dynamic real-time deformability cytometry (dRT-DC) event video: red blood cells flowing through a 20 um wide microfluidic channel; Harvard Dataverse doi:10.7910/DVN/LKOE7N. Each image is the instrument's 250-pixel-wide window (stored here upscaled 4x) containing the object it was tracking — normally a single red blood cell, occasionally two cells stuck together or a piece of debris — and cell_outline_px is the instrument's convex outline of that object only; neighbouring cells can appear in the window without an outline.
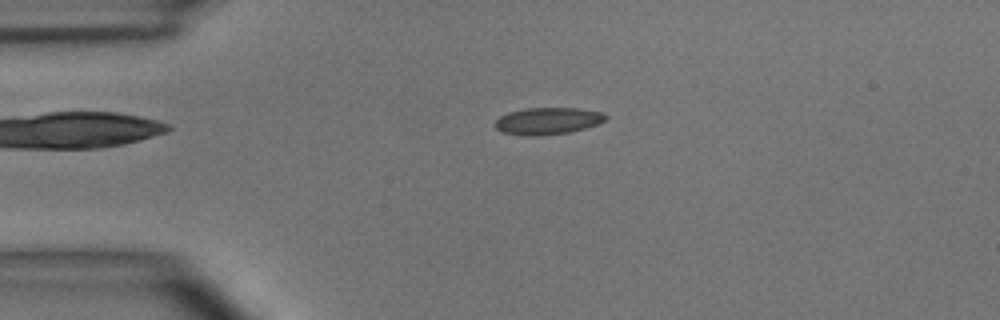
{"species": "common noctule bat (a hibernating species)", "species_latin": "Nyctalus noctula", "temperature_condition": "room temperature", "stored_images_in_passage": 50, "camera_frame_rate_fps": 3000, "um_per_image_px": 0.085, "animal": {"sex": "male", "body_mass_g": 15.6}, "frame": {"image": 1, "passage_image": 11, "time_ms": 3.333, "image_size_px": [1000, 320], "cell_outline_px": [[608, 116], [604, 120], [596, 124], [584, 128], [568, 132], [536, 136], [524, 136], [504, 132], [496, 128], [496, 120], [500, 116], [508, 112], [524, 108], [576, 108], [600, 112]], "centroid_in_image_um": [46.52, 10.27], "position_along_channel_um": 38.5, "area_um2": 17.11}}
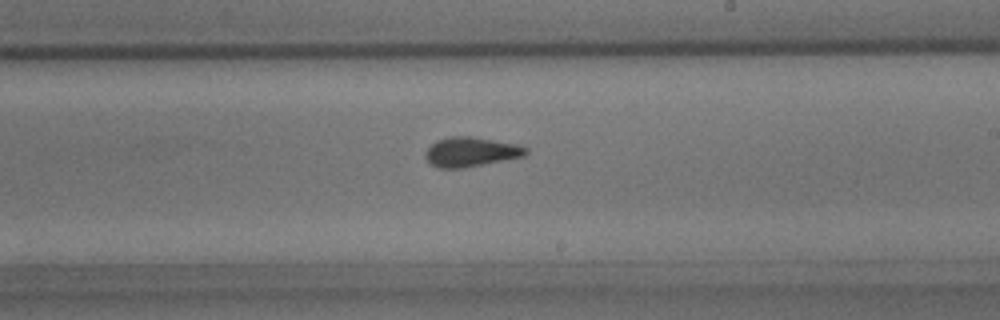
{"frame": {"image": 2, "passage_image": 29, "time_ms": 9.333, "image_size_px": [1000, 320], "cell_outline_px": [[528, 152], [524, 156], [464, 168], [440, 168], [428, 164], [424, 156], [424, 152], [436, 140], [452, 136], [472, 136], [516, 144], [528, 148]], "centroid_in_image_um": [39.98, 12.91], "position_along_channel_um": 249.0, "area_um2": 17.4}}
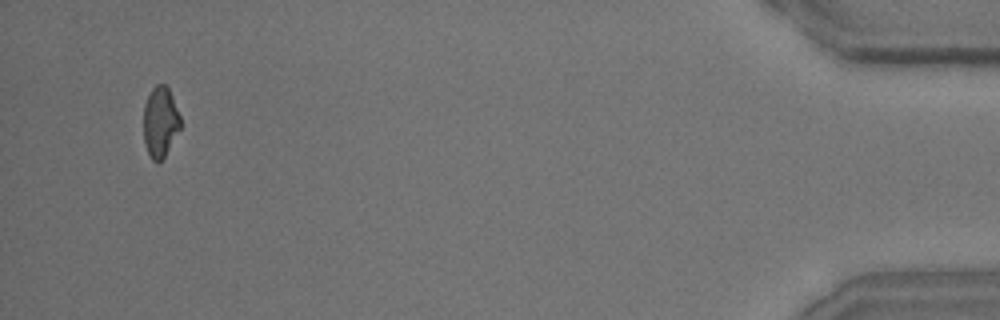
{"frame": {"image": 3, "passage_image": 48, "time_ms": 15.667, "image_size_px": [1000, 320], "cell_outline_px": [[180, 128], [164, 156], [156, 164], [152, 160], [148, 152], [144, 140], [144, 104], [152, 88], [156, 84], [164, 84], [168, 88], [172, 96], [180, 116]], "centroid_in_image_um": [13.61, 10.35], "position_along_channel_um": 421.6, "area_um2": 14.91}, "authors_computed_cell_mechanics": {"area_um2": 16.5597, "velocity_mm_per_s": 3.9628, "shape_relaxation_time_tau1_ms": 7.8828, "shape_relaxation_time_tau2_ms": 1.4083, "deformation_change_tau1": 0.1684, "deformation_change_tau2": 0.071}}